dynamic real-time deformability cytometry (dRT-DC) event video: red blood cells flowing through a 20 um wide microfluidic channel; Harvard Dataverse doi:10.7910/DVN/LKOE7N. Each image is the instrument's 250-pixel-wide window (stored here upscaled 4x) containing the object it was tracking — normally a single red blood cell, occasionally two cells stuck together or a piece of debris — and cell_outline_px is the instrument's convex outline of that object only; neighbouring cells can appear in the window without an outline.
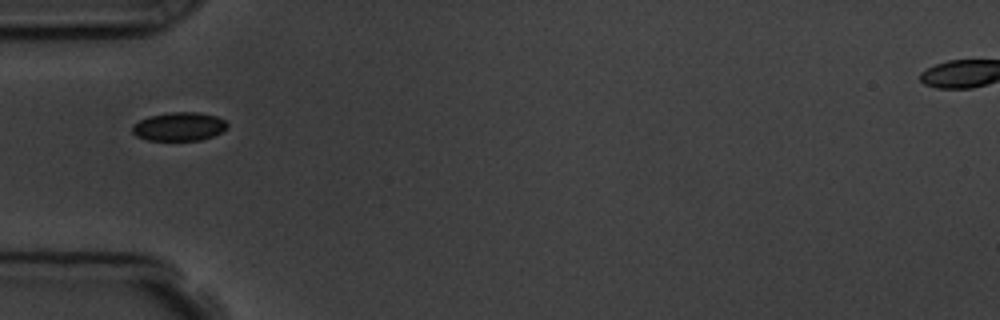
{"species": "common noctule bat (a hibernating species)", "species_latin": "Nyctalus noctula", "temperature_condition": "room temperature", "stored_images_in_passage": 7, "segment_of_instrument_passage": [2, 2], "camera_frame_rate_fps": 3000, "um_per_image_px": 0.085, "animal": {"sex": "male", "body_mass_g": 19.5, "forearm_length_mm": 54.6}, "frame": {"image": 1, "passage_image": 5, "time_ms": 5.667, "image_size_px": [1000, 320], "cell_outline_px": [[228, 128], [212, 136], [200, 140], [148, 140], [136, 136], [132, 132], [132, 124], [148, 116], [168, 112], [200, 112], [216, 116], [224, 120], [228, 124]], "centroid_in_image_um": [15.21, 10.75], "position_along_channel_um": 69.8, "area_um2": 15.9}}